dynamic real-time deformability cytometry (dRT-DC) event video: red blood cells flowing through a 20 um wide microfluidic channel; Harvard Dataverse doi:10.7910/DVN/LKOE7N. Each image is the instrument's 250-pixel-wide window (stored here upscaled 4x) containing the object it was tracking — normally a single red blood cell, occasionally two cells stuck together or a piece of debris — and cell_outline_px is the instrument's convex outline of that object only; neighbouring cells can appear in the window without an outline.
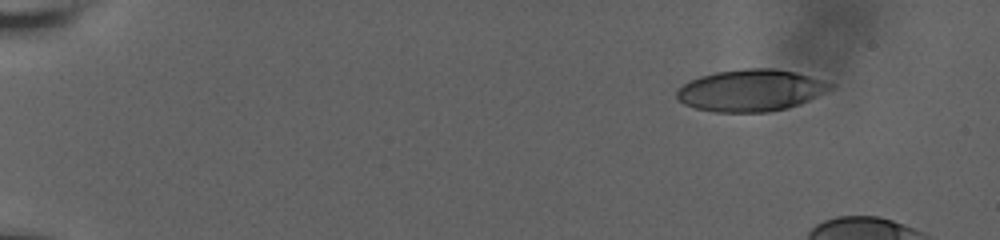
{"species": "human", "species_latin": "Homo sapiens", "temperature_condition": "room temperature", "stored_images_in_passage": 14, "camera_frame_rate_fps": 3000, "um_per_image_px": 0.085, "donor": {"sex": "male"}, "frame": {"image": 1, "passage_image": 1, "time_ms": 0.0, "image_size_px": [1000, 240], "cell_outline_px": [[836, 88], [800, 104], [768, 112], [716, 112], [696, 108], [684, 104], [676, 96], [676, 92], [688, 80], [700, 76], [716, 72], [748, 68], [772, 68], [796, 72], [824, 80], [836, 84]], "centroid_in_image_um": [63.87, 7.67], "position_along_channel_um": 21.1, "area_um2": 37.51}}